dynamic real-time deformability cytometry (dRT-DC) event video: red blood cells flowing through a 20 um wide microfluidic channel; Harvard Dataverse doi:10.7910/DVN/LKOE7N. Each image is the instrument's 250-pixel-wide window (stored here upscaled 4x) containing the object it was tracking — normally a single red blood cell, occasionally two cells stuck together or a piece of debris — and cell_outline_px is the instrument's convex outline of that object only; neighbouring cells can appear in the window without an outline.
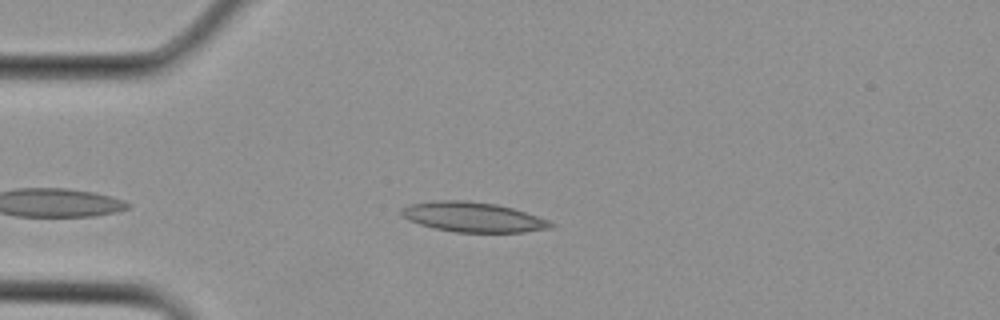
{"species": "Egyptian fruit bat (a non-hibernating species)", "species_latin": "Rousettus aegyptiacus", "temperature_condition": "cold", "stored_images_in_passage": 1, "camera_frame_rate_fps": 3000, "um_per_image_px": 0.085, "animal": {"sex": "female"}, "frame": {"image": 1, "passage_image": 1, "time_ms": 0.0, "image_size_px": [1000, 320], "cell_outline_px": [[556, 224], [548, 228], [524, 232], [456, 232], [436, 228], [420, 224], [408, 220], [400, 212], [400, 208], [408, 204], [436, 200], [468, 200], [496, 204], [512, 208], [548, 220]], "centroid_in_image_um": [40.16, 18.44], "position_along_channel_um": 44.8, "area_um2": 25.84}}